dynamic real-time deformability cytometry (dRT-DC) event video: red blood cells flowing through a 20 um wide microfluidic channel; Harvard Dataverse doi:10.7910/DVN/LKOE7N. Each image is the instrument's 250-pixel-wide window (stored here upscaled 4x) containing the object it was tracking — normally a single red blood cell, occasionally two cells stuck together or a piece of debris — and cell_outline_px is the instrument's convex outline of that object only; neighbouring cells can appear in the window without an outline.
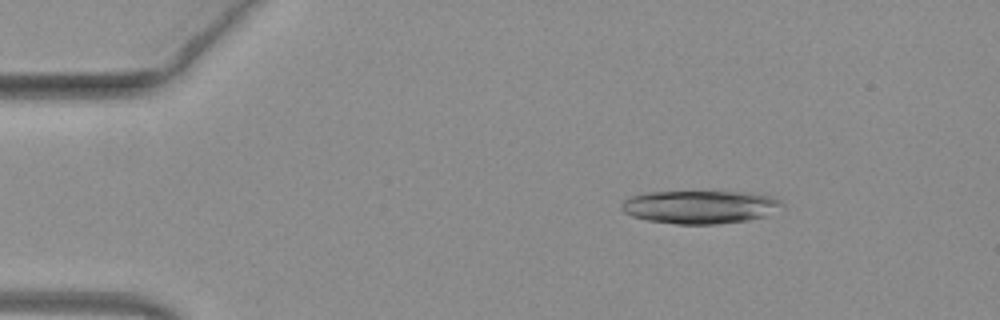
{"species": "common noctule bat (a hibernating species)", "species_latin": "Nyctalus noctula", "temperature_condition": "warm", "stored_images_in_passage": 49, "camera_frame_rate_fps": 3000, "um_per_image_px": 0.085, "animal": {"sex": "female", "body_mass_g": 19.3, "forearm_length_mm": 54.1}, "frame": {"image": 1, "passage_image": 7, "time_ms": 2.0, "image_size_px": [1000, 320], "cell_outline_px": [[784, 204], [764, 216], [748, 220], [716, 224], [676, 224], [648, 220], [632, 216], [624, 212], [620, 208], [620, 204], [624, 200], [632, 196], [644, 192], [748, 192], [772, 196], [780, 200]], "centroid_in_image_um": [59.46, 17.58], "position_along_channel_um": 25.5, "area_um2": 30.87}}